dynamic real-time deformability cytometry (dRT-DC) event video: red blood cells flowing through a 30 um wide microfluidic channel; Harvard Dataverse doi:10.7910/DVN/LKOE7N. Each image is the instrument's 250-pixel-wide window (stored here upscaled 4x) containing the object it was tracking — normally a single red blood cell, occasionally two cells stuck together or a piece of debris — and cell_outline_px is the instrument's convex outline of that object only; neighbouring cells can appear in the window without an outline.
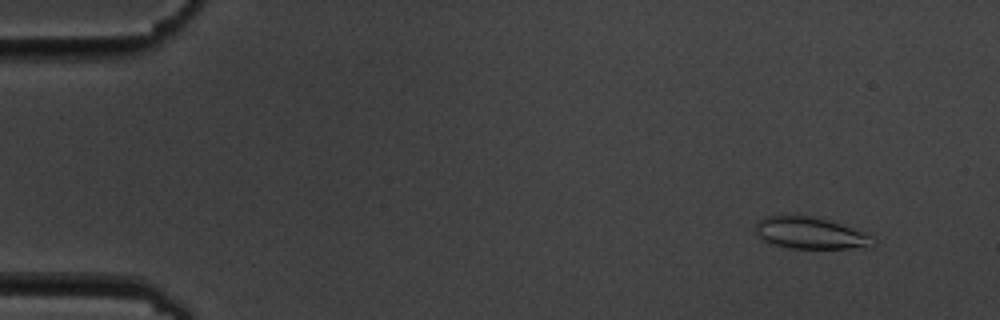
{"species": "common noctule bat (a hibernating species)", "species_latin": "Nyctalus noctula", "temperature_condition": "cold", "stored_images_in_passage": 9, "camera_frame_rate_fps": 3000, "um_per_image_px": 0.085, "animal": {"sex": "male", "body_mass_g": 19.5, "forearm_length_mm": 54.6}, "frame": {"image": 1, "passage_image": 1, "time_ms": 0.0, "image_size_px": [1000, 320], "cell_outline_px": [[876, 244], [864, 248], [792, 248], [772, 244], [764, 240], [752, 228], [764, 216], [812, 216], [828, 220], [864, 232]], "centroid_in_image_um": [68.84, 19.82], "position_along_channel_um": 16.2, "area_um2": 21.39}}
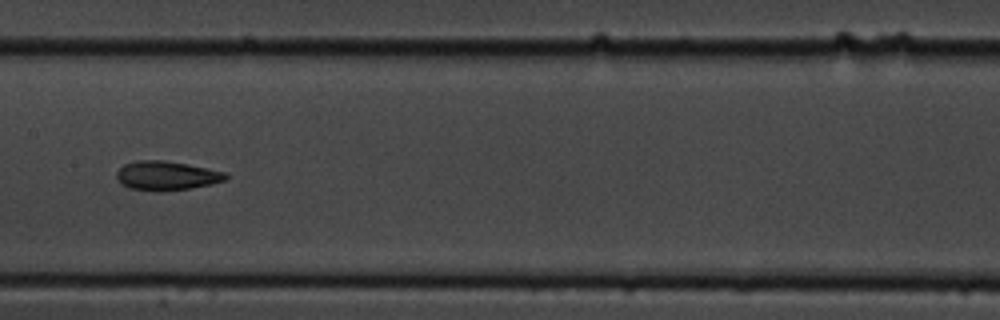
{"frame": {"image": 2, "passage_image": 8, "time_ms": 8.0, "image_size_px": [1000, 320], "cell_outline_px": [[228, 180], [212, 184], [188, 188], [160, 192], [128, 188], [120, 184], [116, 176], [116, 172], [124, 164], [136, 160], [164, 160], [188, 164], [224, 172], [228, 176]], "centroid_in_image_um": [14.13, 14.93], "position_along_channel_um": 193.3, "area_um2": 18.67}}
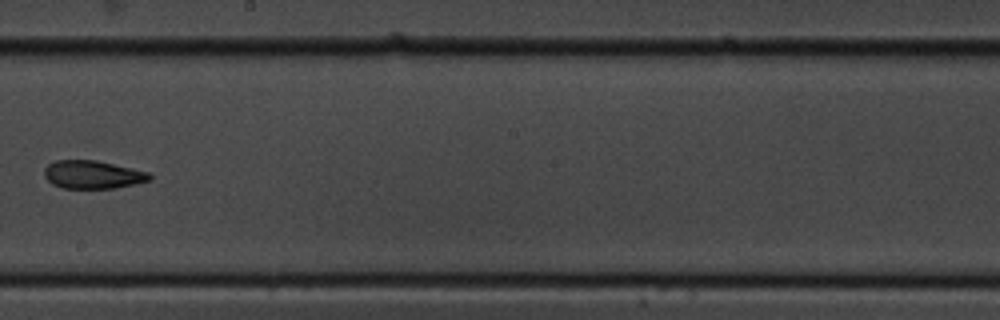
{"frame": {"image": 3, "passage_image": 9, "time_ms": 9.333, "image_size_px": [1000, 320], "cell_outline_px": [[152, 180], [116, 188], [64, 188], [52, 184], [44, 176], [44, 168], [48, 164], [56, 160], [96, 160], [132, 168], [148, 172], [152, 176]], "centroid_in_image_um": [7.88, 14.84], "position_along_channel_um": 240.3, "area_um2": 17.28}}